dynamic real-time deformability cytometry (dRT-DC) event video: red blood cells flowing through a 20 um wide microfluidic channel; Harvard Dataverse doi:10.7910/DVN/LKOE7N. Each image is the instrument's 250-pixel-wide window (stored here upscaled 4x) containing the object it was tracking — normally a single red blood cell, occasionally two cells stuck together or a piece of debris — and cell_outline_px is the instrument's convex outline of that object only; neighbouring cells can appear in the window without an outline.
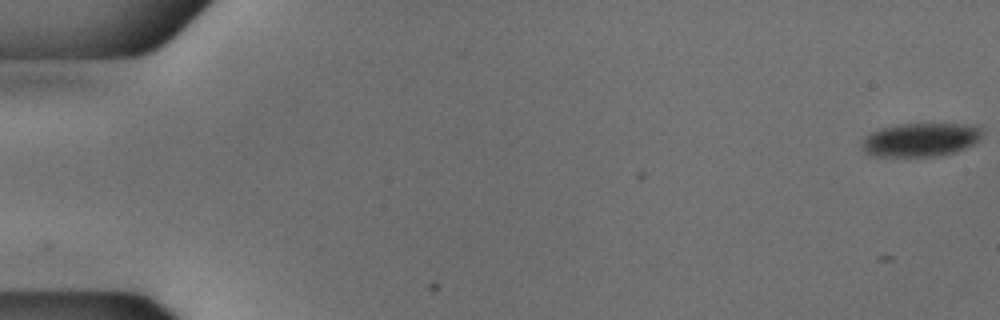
{"species": "common noctule bat (a hibernating species)", "species_latin": "Nyctalus noctula", "temperature_condition": "cold", "stored_images_in_passage": 3, "camera_frame_rate_fps": 3000, "um_per_image_px": 0.085, "animal": {"sex": "male", "body_mass_g": 18.8}, "frame": {"image": 1, "passage_image": 1, "time_ms": 0.0, "image_size_px": [1000, 320], "cell_outline_px": [[984, 132], [972, 144], [956, 152], [940, 156], [876, 156], [864, 152], [864, 140], [872, 132], [880, 128], [896, 124], [972, 124], [980, 128]], "centroid_in_image_um": [78.28, 11.87], "position_along_channel_um": 6.7, "area_um2": 23.29}}